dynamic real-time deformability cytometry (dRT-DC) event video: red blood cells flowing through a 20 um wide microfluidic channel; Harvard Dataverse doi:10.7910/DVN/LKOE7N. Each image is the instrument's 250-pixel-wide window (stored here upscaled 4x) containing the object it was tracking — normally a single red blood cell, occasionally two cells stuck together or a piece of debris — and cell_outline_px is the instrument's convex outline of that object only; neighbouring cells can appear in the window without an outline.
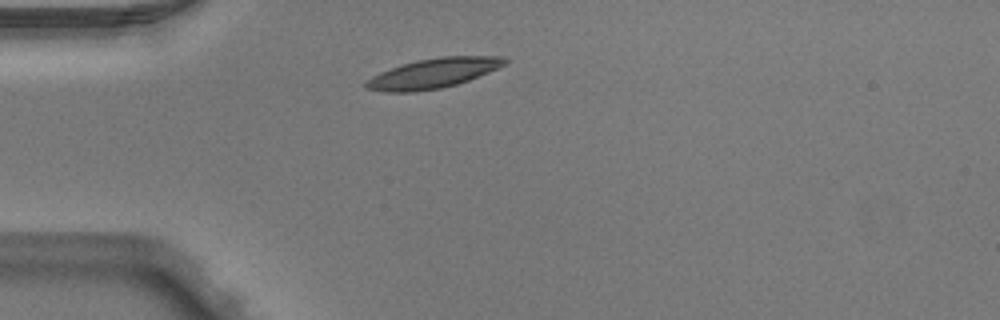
{"species": "Egyptian fruit bat (a non-hibernating species)", "species_latin": "Rousettus aegyptiacus", "temperature_condition": "warm", "stored_images_in_passage": 1, "camera_frame_rate_fps": 3000, "um_per_image_px": 0.085, "animal": {"sex": "male"}, "frame": {"image": 1, "passage_image": 1, "time_ms": 0.0, "image_size_px": [1000, 320], "cell_outline_px": [[508, 60], [504, 64], [488, 72], [468, 80], [456, 84], [440, 88], [412, 92], [384, 92], [364, 88], [364, 80], [380, 72], [400, 64], [416, 60], [440, 56], [504, 56]], "centroid_in_image_um": [36.75, 6.22], "position_along_channel_um": 48.2, "area_um2": 24.1}}